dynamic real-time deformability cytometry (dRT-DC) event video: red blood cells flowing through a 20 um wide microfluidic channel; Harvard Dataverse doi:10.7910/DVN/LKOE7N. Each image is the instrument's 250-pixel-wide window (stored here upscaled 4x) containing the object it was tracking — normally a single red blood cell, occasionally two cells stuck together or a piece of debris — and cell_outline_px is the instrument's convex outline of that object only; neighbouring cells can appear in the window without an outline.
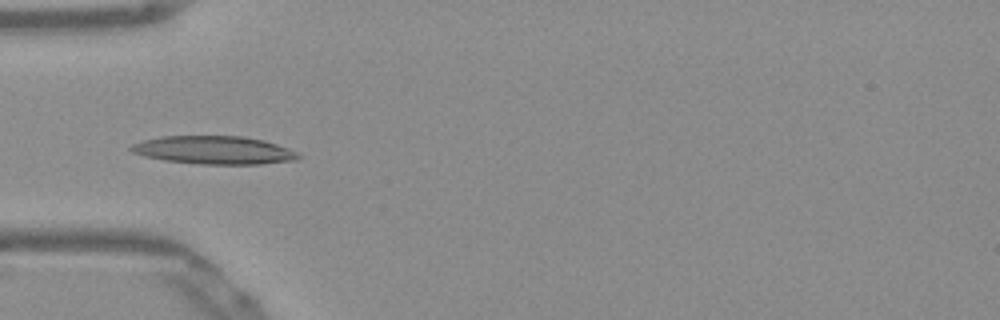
{"species": "Egyptian fruit bat (a non-hibernating species)", "species_latin": "Rousettus aegyptiacus", "temperature_condition": "warm", "stored_images_in_passage": 6, "camera_frame_rate_fps": 3000, "um_per_image_px": 0.085, "frame": {"image": 1, "passage_image": 4, "time_ms": 1.0, "image_size_px": [1000, 320], "cell_outline_px": [[300, 156], [296, 160], [260, 164], [200, 164], [164, 160], [144, 156], [132, 152], [128, 148], [132, 144], [144, 140], [160, 136], [240, 136], [264, 140], [300, 152]], "centroid_in_image_um": [18.19, 12.76], "position_along_channel_um": 66.8, "area_um2": 27.46}}